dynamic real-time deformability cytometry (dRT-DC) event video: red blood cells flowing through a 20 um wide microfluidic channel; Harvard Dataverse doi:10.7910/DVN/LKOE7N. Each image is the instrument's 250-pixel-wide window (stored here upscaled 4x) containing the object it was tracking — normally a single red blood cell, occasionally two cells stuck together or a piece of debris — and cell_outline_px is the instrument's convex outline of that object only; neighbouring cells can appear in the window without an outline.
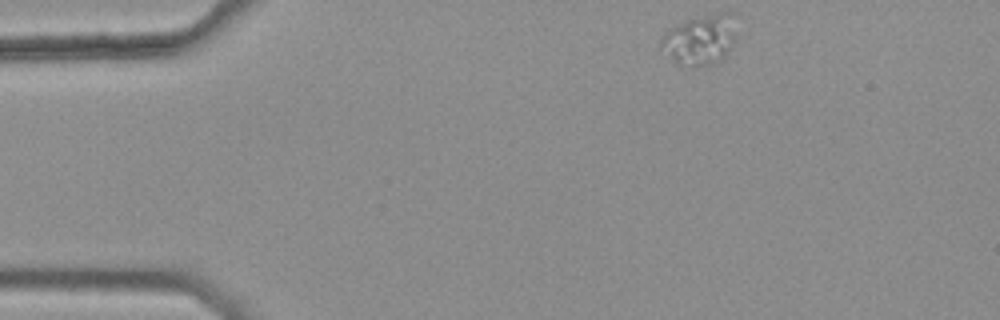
{"species": "common noctule bat (a hibernating species)", "species_latin": "Nyctalus noctula", "temperature_condition": "warm", "stored_images_in_passage": 43, "camera_frame_rate_fps": 3000, "um_per_image_px": 0.085, "animal": {"sex": "female", "body_mass_g": 25.1}, "frame": {"image": 1, "passage_image": 1, "time_ms": 0.0, "image_size_px": [1000, 320], "cell_outline_px": [[736, 36], [728, 52], [720, 60], [712, 64], [692, 68], [680, 64], [668, 56], [660, 44], [660, 36], [668, 28], [676, 24], [688, 20], [724, 12], [732, 12]], "centroid_in_image_um": [59.49, 3.39], "position_along_channel_um": 25.5, "area_um2": 21.91}}
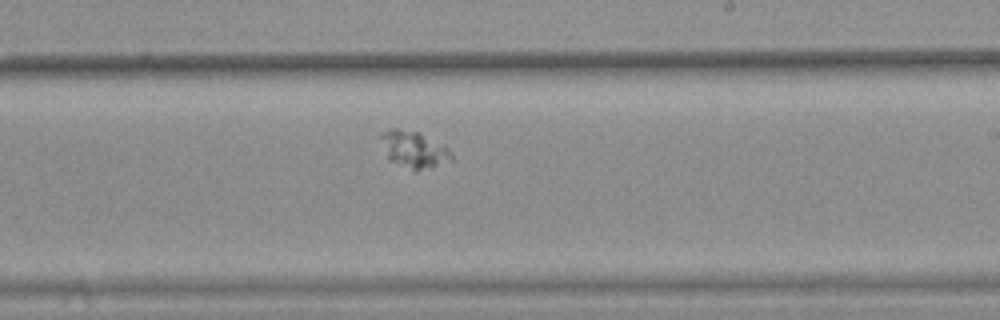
{"frame": {"image": 2, "passage_image": 25, "time_ms": 8.0, "image_size_px": [1000, 320], "cell_outline_px": [[452, 160], [416, 172], [388, 160], [380, 136], [388, 128], [400, 128], [420, 132], [444, 144], [448, 148], [452, 156]], "centroid_in_image_um": [35.18, 12.69], "position_along_channel_um": 253.8, "area_um2": 15.26}}
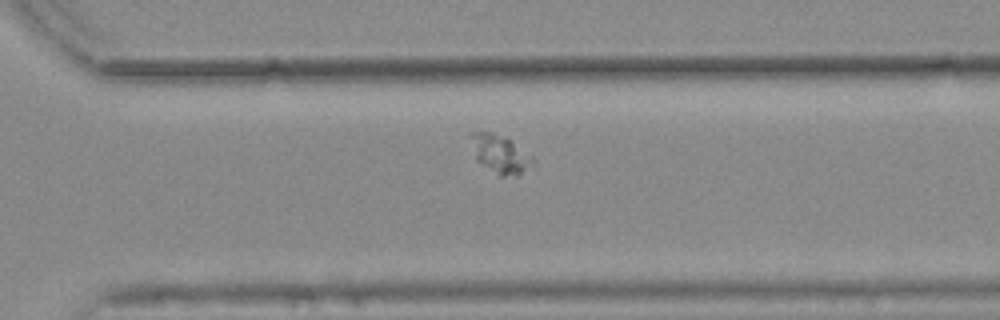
{"frame": {"image": 3, "passage_image": 31, "time_ms": 10.0, "image_size_px": [1000, 320], "cell_outline_px": [[536, 164], [516, 176], [500, 176], [476, 160], [468, 136], [468, 132], [492, 132], [512, 140], [532, 156]], "centroid_in_image_um": [42.51, 13.08], "position_along_channel_um": 328.1, "area_um2": 14.05}}